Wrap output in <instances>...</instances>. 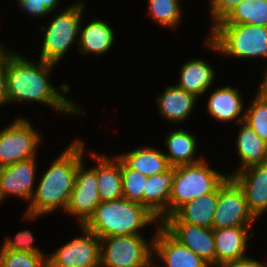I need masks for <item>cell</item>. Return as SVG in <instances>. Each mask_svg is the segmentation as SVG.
Returning <instances> with one entry per match:
<instances>
[{"label":"cell","instance_id":"cell-18","mask_svg":"<svg viewBox=\"0 0 267 267\" xmlns=\"http://www.w3.org/2000/svg\"><path fill=\"white\" fill-rule=\"evenodd\" d=\"M87 149V154L96 163L98 181V194L101 202L113 201L123 198L121 176V158L115 154L107 156Z\"/></svg>","mask_w":267,"mask_h":267},{"label":"cell","instance_id":"cell-7","mask_svg":"<svg viewBox=\"0 0 267 267\" xmlns=\"http://www.w3.org/2000/svg\"><path fill=\"white\" fill-rule=\"evenodd\" d=\"M120 235L100 239V267H153V238Z\"/></svg>","mask_w":267,"mask_h":267},{"label":"cell","instance_id":"cell-21","mask_svg":"<svg viewBox=\"0 0 267 267\" xmlns=\"http://www.w3.org/2000/svg\"><path fill=\"white\" fill-rule=\"evenodd\" d=\"M177 166H170L164 172L147 177L143 190V207L160 223L169 217V199Z\"/></svg>","mask_w":267,"mask_h":267},{"label":"cell","instance_id":"cell-37","mask_svg":"<svg viewBox=\"0 0 267 267\" xmlns=\"http://www.w3.org/2000/svg\"><path fill=\"white\" fill-rule=\"evenodd\" d=\"M265 67L263 68L262 78L260 82L258 83V89L256 91L263 96L264 98H267V64L265 63ZM265 69V70H264Z\"/></svg>","mask_w":267,"mask_h":267},{"label":"cell","instance_id":"cell-24","mask_svg":"<svg viewBox=\"0 0 267 267\" xmlns=\"http://www.w3.org/2000/svg\"><path fill=\"white\" fill-rule=\"evenodd\" d=\"M237 126L239 131L236 134L235 151H237L240 166L238 165V168L233 172H229V177L250 166L267 162V142L259 137L244 121Z\"/></svg>","mask_w":267,"mask_h":267},{"label":"cell","instance_id":"cell-12","mask_svg":"<svg viewBox=\"0 0 267 267\" xmlns=\"http://www.w3.org/2000/svg\"><path fill=\"white\" fill-rule=\"evenodd\" d=\"M37 162L35 157L0 167V196L3 202L9 197H16L29 204L37 185Z\"/></svg>","mask_w":267,"mask_h":267},{"label":"cell","instance_id":"cell-2","mask_svg":"<svg viewBox=\"0 0 267 267\" xmlns=\"http://www.w3.org/2000/svg\"><path fill=\"white\" fill-rule=\"evenodd\" d=\"M87 143L77 137L50 162L36 184L35 193L23 211V220L36 221L42 216L65 211L73 190L78 165L87 154ZM85 156V157H84Z\"/></svg>","mask_w":267,"mask_h":267},{"label":"cell","instance_id":"cell-36","mask_svg":"<svg viewBox=\"0 0 267 267\" xmlns=\"http://www.w3.org/2000/svg\"><path fill=\"white\" fill-rule=\"evenodd\" d=\"M222 267H267V258L266 261L262 262L248 255L238 260L228 262Z\"/></svg>","mask_w":267,"mask_h":267},{"label":"cell","instance_id":"cell-20","mask_svg":"<svg viewBox=\"0 0 267 267\" xmlns=\"http://www.w3.org/2000/svg\"><path fill=\"white\" fill-rule=\"evenodd\" d=\"M198 97L178 87L175 83L156 95V106L161 118L171 124L184 123L195 112Z\"/></svg>","mask_w":267,"mask_h":267},{"label":"cell","instance_id":"cell-16","mask_svg":"<svg viewBox=\"0 0 267 267\" xmlns=\"http://www.w3.org/2000/svg\"><path fill=\"white\" fill-rule=\"evenodd\" d=\"M242 91L232 85L216 87L209 95L207 115L219 123L234 122L236 125L244 121L246 104Z\"/></svg>","mask_w":267,"mask_h":267},{"label":"cell","instance_id":"cell-19","mask_svg":"<svg viewBox=\"0 0 267 267\" xmlns=\"http://www.w3.org/2000/svg\"><path fill=\"white\" fill-rule=\"evenodd\" d=\"M253 226H235L214 230L216 267L248 256V242L253 238Z\"/></svg>","mask_w":267,"mask_h":267},{"label":"cell","instance_id":"cell-8","mask_svg":"<svg viewBox=\"0 0 267 267\" xmlns=\"http://www.w3.org/2000/svg\"><path fill=\"white\" fill-rule=\"evenodd\" d=\"M29 118L17 116L0 130V167L38 157L43 137Z\"/></svg>","mask_w":267,"mask_h":267},{"label":"cell","instance_id":"cell-4","mask_svg":"<svg viewBox=\"0 0 267 267\" xmlns=\"http://www.w3.org/2000/svg\"><path fill=\"white\" fill-rule=\"evenodd\" d=\"M161 223L145 208L125 198L100 202L84 227L99 239L120 235H143L145 227Z\"/></svg>","mask_w":267,"mask_h":267},{"label":"cell","instance_id":"cell-32","mask_svg":"<svg viewBox=\"0 0 267 267\" xmlns=\"http://www.w3.org/2000/svg\"><path fill=\"white\" fill-rule=\"evenodd\" d=\"M34 234L28 228L19 230L13 237L6 235L5 240L2 242V248L16 251V252H26L31 254H48L43 252L39 248L38 243L35 245Z\"/></svg>","mask_w":267,"mask_h":267},{"label":"cell","instance_id":"cell-17","mask_svg":"<svg viewBox=\"0 0 267 267\" xmlns=\"http://www.w3.org/2000/svg\"><path fill=\"white\" fill-rule=\"evenodd\" d=\"M84 22L82 17L79 26L78 36V53L81 56L95 55L101 57L107 52H110L115 42V32L110 25V22L101 18H94L89 22ZM86 24V25H85ZM85 25V26H84Z\"/></svg>","mask_w":267,"mask_h":267},{"label":"cell","instance_id":"cell-13","mask_svg":"<svg viewBox=\"0 0 267 267\" xmlns=\"http://www.w3.org/2000/svg\"><path fill=\"white\" fill-rule=\"evenodd\" d=\"M153 234V267H211L161 225L155 227Z\"/></svg>","mask_w":267,"mask_h":267},{"label":"cell","instance_id":"cell-6","mask_svg":"<svg viewBox=\"0 0 267 267\" xmlns=\"http://www.w3.org/2000/svg\"><path fill=\"white\" fill-rule=\"evenodd\" d=\"M210 165L204 158L195 164L177 166L170 192L169 216L185 203L216 191L229 177L225 171L220 172Z\"/></svg>","mask_w":267,"mask_h":267},{"label":"cell","instance_id":"cell-5","mask_svg":"<svg viewBox=\"0 0 267 267\" xmlns=\"http://www.w3.org/2000/svg\"><path fill=\"white\" fill-rule=\"evenodd\" d=\"M85 0H78L73 5L58 10L52 19L45 25L41 26V50L39 59L59 65L60 61L65 59L72 46L78 45L79 26L82 17L86 16L85 11L87 4ZM85 14V16H84ZM48 25V26H47Z\"/></svg>","mask_w":267,"mask_h":267},{"label":"cell","instance_id":"cell-31","mask_svg":"<svg viewBox=\"0 0 267 267\" xmlns=\"http://www.w3.org/2000/svg\"><path fill=\"white\" fill-rule=\"evenodd\" d=\"M0 267H48L47 254L16 252L0 247Z\"/></svg>","mask_w":267,"mask_h":267},{"label":"cell","instance_id":"cell-25","mask_svg":"<svg viewBox=\"0 0 267 267\" xmlns=\"http://www.w3.org/2000/svg\"><path fill=\"white\" fill-rule=\"evenodd\" d=\"M218 203V189L181 206L173 215L161 223H187L212 228V221Z\"/></svg>","mask_w":267,"mask_h":267},{"label":"cell","instance_id":"cell-33","mask_svg":"<svg viewBox=\"0 0 267 267\" xmlns=\"http://www.w3.org/2000/svg\"><path fill=\"white\" fill-rule=\"evenodd\" d=\"M16 3L23 14L43 19L59 10L60 0H16Z\"/></svg>","mask_w":267,"mask_h":267},{"label":"cell","instance_id":"cell-22","mask_svg":"<svg viewBox=\"0 0 267 267\" xmlns=\"http://www.w3.org/2000/svg\"><path fill=\"white\" fill-rule=\"evenodd\" d=\"M194 133L186 131L182 127L173 128L164 138L166 146L164 155L170 166L195 164L204 159L203 154L199 155V142Z\"/></svg>","mask_w":267,"mask_h":267},{"label":"cell","instance_id":"cell-34","mask_svg":"<svg viewBox=\"0 0 267 267\" xmlns=\"http://www.w3.org/2000/svg\"><path fill=\"white\" fill-rule=\"evenodd\" d=\"M240 1L242 0H208L210 27L221 20Z\"/></svg>","mask_w":267,"mask_h":267},{"label":"cell","instance_id":"cell-38","mask_svg":"<svg viewBox=\"0 0 267 267\" xmlns=\"http://www.w3.org/2000/svg\"><path fill=\"white\" fill-rule=\"evenodd\" d=\"M2 203H4V202H3V200H2V198L0 196V206H1Z\"/></svg>","mask_w":267,"mask_h":267},{"label":"cell","instance_id":"cell-28","mask_svg":"<svg viewBox=\"0 0 267 267\" xmlns=\"http://www.w3.org/2000/svg\"><path fill=\"white\" fill-rule=\"evenodd\" d=\"M146 15L157 26L168 28L175 33L183 21V7L180 0H148ZM172 29V30H171Z\"/></svg>","mask_w":267,"mask_h":267},{"label":"cell","instance_id":"cell-27","mask_svg":"<svg viewBox=\"0 0 267 267\" xmlns=\"http://www.w3.org/2000/svg\"><path fill=\"white\" fill-rule=\"evenodd\" d=\"M215 24H250L267 27V0H242Z\"/></svg>","mask_w":267,"mask_h":267},{"label":"cell","instance_id":"cell-10","mask_svg":"<svg viewBox=\"0 0 267 267\" xmlns=\"http://www.w3.org/2000/svg\"><path fill=\"white\" fill-rule=\"evenodd\" d=\"M78 227L80 236L47 254L48 267H100V239L84 226Z\"/></svg>","mask_w":267,"mask_h":267},{"label":"cell","instance_id":"cell-26","mask_svg":"<svg viewBox=\"0 0 267 267\" xmlns=\"http://www.w3.org/2000/svg\"><path fill=\"white\" fill-rule=\"evenodd\" d=\"M117 155L131 168L141 174L150 177L164 172L170 167L164 151L152 145L136 147L132 150H124Z\"/></svg>","mask_w":267,"mask_h":267},{"label":"cell","instance_id":"cell-35","mask_svg":"<svg viewBox=\"0 0 267 267\" xmlns=\"http://www.w3.org/2000/svg\"><path fill=\"white\" fill-rule=\"evenodd\" d=\"M9 59V49L1 42L0 44V107L9 105L7 99L6 71Z\"/></svg>","mask_w":267,"mask_h":267},{"label":"cell","instance_id":"cell-29","mask_svg":"<svg viewBox=\"0 0 267 267\" xmlns=\"http://www.w3.org/2000/svg\"><path fill=\"white\" fill-rule=\"evenodd\" d=\"M246 106L244 122L267 142V98L255 92Z\"/></svg>","mask_w":267,"mask_h":267},{"label":"cell","instance_id":"cell-9","mask_svg":"<svg viewBox=\"0 0 267 267\" xmlns=\"http://www.w3.org/2000/svg\"><path fill=\"white\" fill-rule=\"evenodd\" d=\"M257 220L249 211L243 189L228 177L218 188V203L212 221V229L254 226Z\"/></svg>","mask_w":267,"mask_h":267},{"label":"cell","instance_id":"cell-14","mask_svg":"<svg viewBox=\"0 0 267 267\" xmlns=\"http://www.w3.org/2000/svg\"><path fill=\"white\" fill-rule=\"evenodd\" d=\"M161 226L180 244L197 256L216 267L214 230L187 223H161Z\"/></svg>","mask_w":267,"mask_h":267},{"label":"cell","instance_id":"cell-1","mask_svg":"<svg viewBox=\"0 0 267 267\" xmlns=\"http://www.w3.org/2000/svg\"><path fill=\"white\" fill-rule=\"evenodd\" d=\"M56 64L45 62L38 58V62L24 56L20 52L9 48L7 61L6 84L9 104H40L52 109L57 114L69 117L84 116L85 112L73 98L69 99L71 86L61 83L54 87L51 75Z\"/></svg>","mask_w":267,"mask_h":267},{"label":"cell","instance_id":"cell-11","mask_svg":"<svg viewBox=\"0 0 267 267\" xmlns=\"http://www.w3.org/2000/svg\"><path fill=\"white\" fill-rule=\"evenodd\" d=\"M85 163L83 160L78 165L73 190L64 211V214L74 217L79 226L88 222L101 202L97 189L96 164L88 168Z\"/></svg>","mask_w":267,"mask_h":267},{"label":"cell","instance_id":"cell-3","mask_svg":"<svg viewBox=\"0 0 267 267\" xmlns=\"http://www.w3.org/2000/svg\"><path fill=\"white\" fill-rule=\"evenodd\" d=\"M203 38L206 51L236 59L267 61V27L250 24H214Z\"/></svg>","mask_w":267,"mask_h":267},{"label":"cell","instance_id":"cell-30","mask_svg":"<svg viewBox=\"0 0 267 267\" xmlns=\"http://www.w3.org/2000/svg\"><path fill=\"white\" fill-rule=\"evenodd\" d=\"M121 176L123 186V198L127 201L143 207V190L146 186L147 176L131 169L121 159Z\"/></svg>","mask_w":267,"mask_h":267},{"label":"cell","instance_id":"cell-23","mask_svg":"<svg viewBox=\"0 0 267 267\" xmlns=\"http://www.w3.org/2000/svg\"><path fill=\"white\" fill-rule=\"evenodd\" d=\"M185 62V63H184ZM180 67L178 81L175 84L183 90L193 93L196 97L209 92L216 80V73L211 63L205 58H192L184 61Z\"/></svg>","mask_w":267,"mask_h":267},{"label":"cell","instance_id":"cell-15","mask_svg":"<svg viewBox=\"0 0 267 267\" xmlns=\"http://www.w3.org/2000/svg\"><path fill=\"white\" fill-rule=\"evenodd\" d=\"M232 178L243 189L249 211L259 221L267 213V162L245 168Z\"/></svg>","mask_w":267,"mask_h":267}]
</instances>
